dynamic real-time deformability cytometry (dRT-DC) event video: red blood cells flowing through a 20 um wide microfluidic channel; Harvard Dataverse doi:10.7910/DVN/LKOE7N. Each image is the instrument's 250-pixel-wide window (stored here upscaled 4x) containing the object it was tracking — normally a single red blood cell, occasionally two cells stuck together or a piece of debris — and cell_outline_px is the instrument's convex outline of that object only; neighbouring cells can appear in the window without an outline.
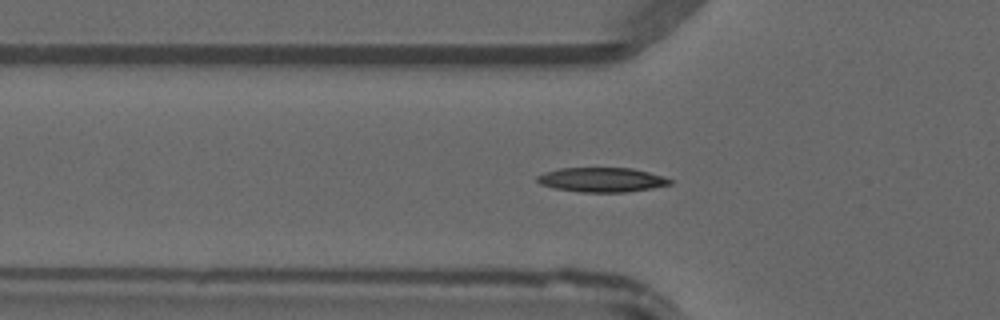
{"species": "common noctule bat (a hibernating species)", "species_latin": "Nyctalus noctula", "temperature_condition": "warm", "stored_images_in_passage": 35, "camera_frame_rate_fps": 3000, "um_per_image_px": 0.085, "animal": {"sex": "male", "forearm_length_mm": 52.5}, "frame": {"image": 1, "passage_image": 3, "time_ms": 0.667, "image_size_px": [1000, 320], "cell_outline_px": [[672, 184], [652, 188], [624, 192], [580, 192], [552, 188], [540, 184], [536, 180], [536, 176], [544, 172], [560, 168], [632, 168], [664, 176], [672, 180]], "centroid_in_image_um": [51.13, 15.28], "position_along_channel_um": 74.7, "area_um2": 19.02}}
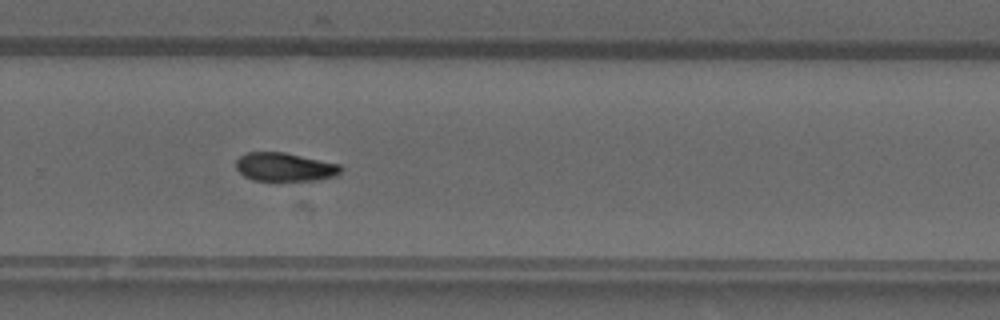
{"frame": {"image": 2, "passage_image": 19, "time_ms": 6.0, "image_size_px": [1000, 320], "cell_outline_px": [[344, 168], [336, 176], [316, 180], [252, 180], [244, 176], [236, 168], [236, 160], [244, 152], [284, 152], [340, 164]], "centroid_in_image_um": [24.2, 14.19], "position_along_channel_um": 305.6, "area_um2": 17.46}}
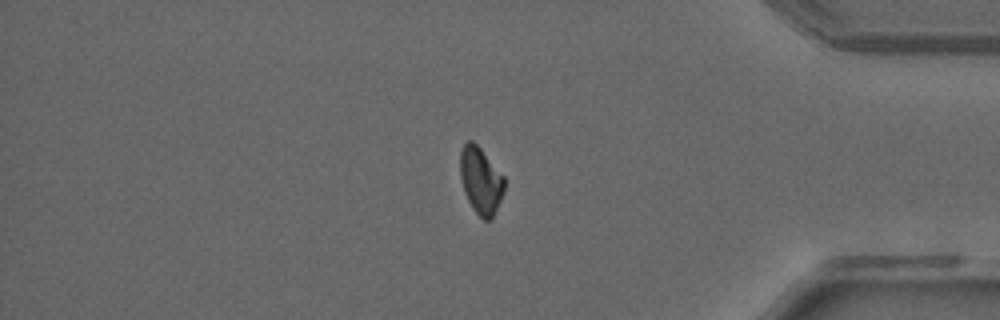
{"frame": {"image": 3, "passage_image": 27, "time_ms": 8.667, "image_size_px": [1000, 320], "cell_outline_px": [[504, 188], [500, 200], [492, 220], [484, 220], [472, 208], [464, 192], [460, 176], [460, 152], [464, 144], [468, 140], [472, 140], [480, 148], [504, 176]], "centroid_in_image_um": [40.85, 15.35], "position_along_channel_um": 394.4, "area_um2": 17.05}}